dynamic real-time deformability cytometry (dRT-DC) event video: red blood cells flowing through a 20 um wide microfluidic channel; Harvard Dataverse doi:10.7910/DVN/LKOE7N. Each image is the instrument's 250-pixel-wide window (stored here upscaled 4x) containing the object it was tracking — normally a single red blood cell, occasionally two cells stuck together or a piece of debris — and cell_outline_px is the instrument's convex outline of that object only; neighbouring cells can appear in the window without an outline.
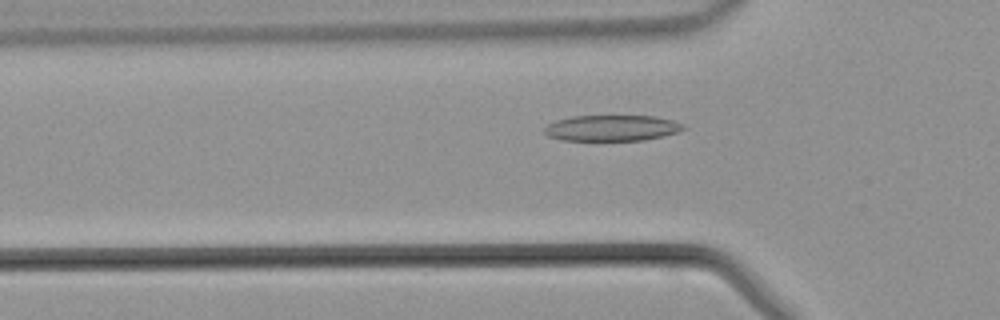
{"species": "common noctule bat (a hibernating species)", "species_latin": "Nyctalus noctula", "temperature_condition": "warm", "stored_images_in_passage": 36, "camera_frame_rate_fps": 3000, "um_per_image_px": 0.085, "animal": {"sex": "male", "body_mass_g": 21.5, "forearm_length_mm": 52.0}, "frame": {"image": 1, "passage_image": 6, "time_ms": 1.667, "image_size_px": [1000, 320], "cell_outline_px": [[688, 128], [680, 132], [644, 140], [560, 140], [548, 136], [544, 132], [544, 128], [548, 124], [556, 120], [572, 116], [656, 116], [672, 120], [684, 124]], "centroid_in_image_um": [52.04, 10.88], "position_along_channel_um": 73.8, "area_um2": 21.1}}
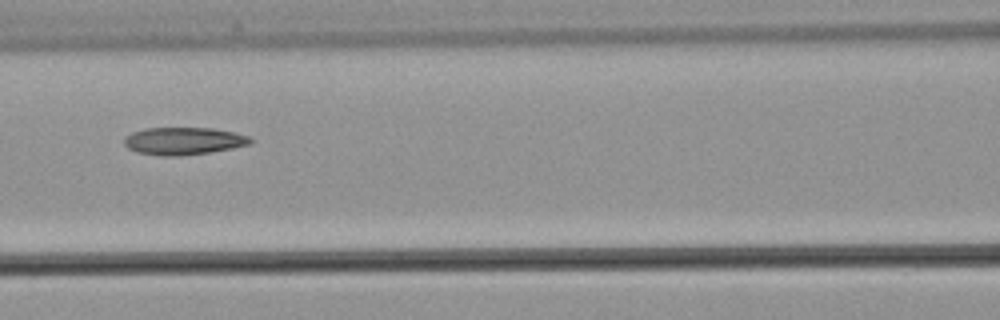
{"frame": {"image": 2, "passage_image": 11, "time_ms": 3.333, "image_size_px": [1000, 320], "cell_outline_px": [[252, 140], [248, 144], [232, 148], [208, 152], [180, 156], [164, 156], [136, 152], [128, 148], [124, 144], [124, 140], [132, 132], [144, 128], [212, 128], [232, 132], [248, 136]], "centroid_in_image_um": [15.56, 11.98], "position_along_channel_um": 151.0, "area_um2": 19.94}}
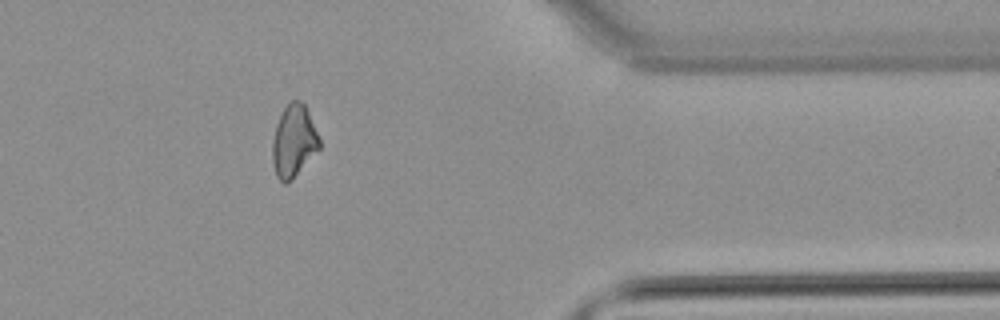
{"frame": {"image": 3, "passage_image": 28, "time_ms": 9.0, "image_size_px": [1000, 320], "cell_outline_px": [[320, 148], [292, 180], [288, 184], [284, 184], [276, 176], [272, 160], [272, 140], [276, 124], [284, 108], [292, 100], [300, 100], [304, 104], [308, 112], [320, 140]], "centroid_in_image_um": [24.95, 12.02], "position_along_channel_um": 386.4, "area_um2": 19.71}}